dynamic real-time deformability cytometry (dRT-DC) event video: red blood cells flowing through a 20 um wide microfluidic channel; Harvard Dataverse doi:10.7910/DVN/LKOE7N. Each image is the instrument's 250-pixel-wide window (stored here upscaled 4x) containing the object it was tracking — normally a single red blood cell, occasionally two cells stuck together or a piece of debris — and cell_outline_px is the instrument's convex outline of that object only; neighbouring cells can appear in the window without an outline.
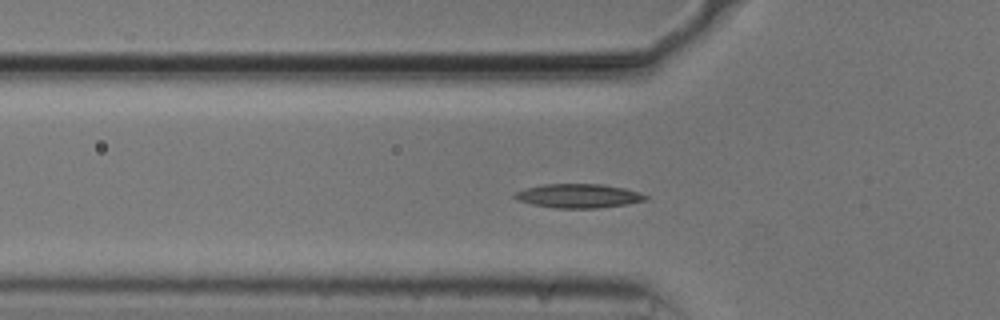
{"species": "common noctule bat (a hibernating species)", "species_latin": "Nyctalus noctula", "temperature_condition": "cold", "stored_images_in_passage": 54, "camera_frame_rate_fps": 3000, "um_per_image_px": 0.085, "animal": {"sex": "male", "body_mass_g": 20.5, "forearm_length_mm": 52.5}, "frame": {"image": 1, "passage_image": 17, "time_ms": 5.333, "image_size_px": [1000, 320], "cell_outline_px": [[648, 200], [628, 204], [596, 208], [556, 208], [532, 204], [516, 200], [512, 196], [512, 192], [524, 188], [544, 184], [600, 184], [624, 188], [640, 192], [648, 196]], "centroid_in_image_um": [49.14, 16.65], "position_along_channel_um": 76.7, "area_um2": 18.5}}
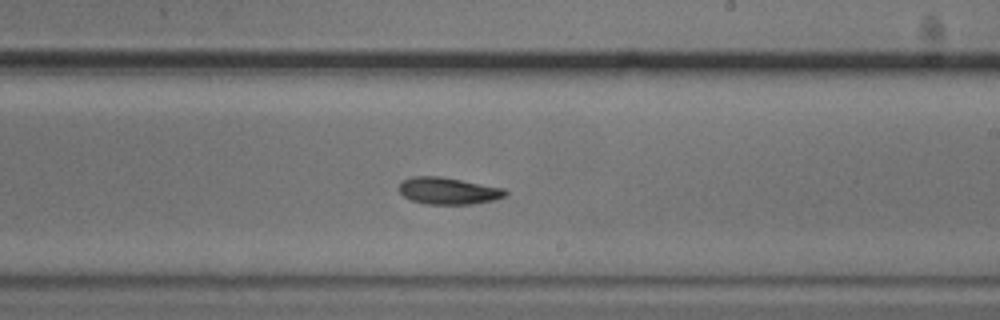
{"frame": {"image": 2, "passage_image": 31, "time_ms": 10.0, "image_size_px": [1000, 320], "cell_outline_px": [[508, 192], [504, 196], [496, 200], [472, 204], [428, 204], [412, 200], [404, 196], [400, 192], [400, 184], [404, 180], [412, 176], [440, 176], [504, 188]], "centroid_in_image_um": [38.13, 16.22], "position_along_channel_um": 250.9, "area_um2": 16.53}}
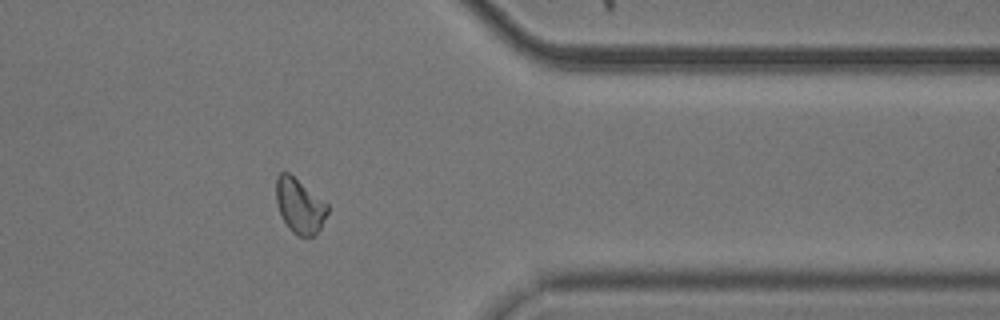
{"frame": {"image": 3, "passage_image": 43, "time_ms": 14.0, "image_size_px": [1000, 320], "cell_outline_px": [[328, 212], [320, 228], [312, 236], [296, 236], [288, 228], [280, 212], [276, 200], [276, 176], [280, 172], [288, 172], [328, 204]], "centroid_in_image_um": [25.46, 17.49], "position_along_channel_um": 385.9, "area_um2": 16.18}}